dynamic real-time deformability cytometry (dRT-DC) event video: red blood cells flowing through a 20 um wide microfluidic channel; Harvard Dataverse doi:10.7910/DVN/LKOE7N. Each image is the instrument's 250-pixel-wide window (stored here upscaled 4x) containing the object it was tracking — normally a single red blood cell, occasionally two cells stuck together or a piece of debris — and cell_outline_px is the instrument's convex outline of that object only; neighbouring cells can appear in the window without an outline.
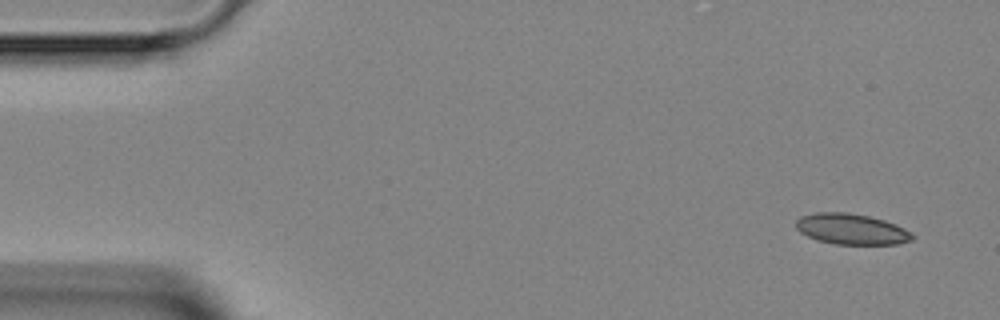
{"species": "Egyptian fruit bat (a non-hibernating species)", "species_latin": "Rousettus aegyptiacus", "temperature_condition": "room temperature", "stored_images_in_passage": 5, "camera_frame_rate_fps": 3000, "um_per_image_px": 0.085, "animal": {"sex": "female"}, "frame": {"image": 1, "passage_image": 1, "time_ms": 0.0, "image_size_px": [1000, 320], "cell_outline_px": [[916, 236], [912, 240], [896, 244], [836, 244], [816, 240], [800, 232], [796, 228], [796, 220], [800, 216], [816, 212], [848, 212], [868, 216], [884, 220], [896, 224], [912, 232]], "centroid_in_image_um": [72.38, 19.47], "position_along_channel_um": 12.6, "area_um2": 20.98}}
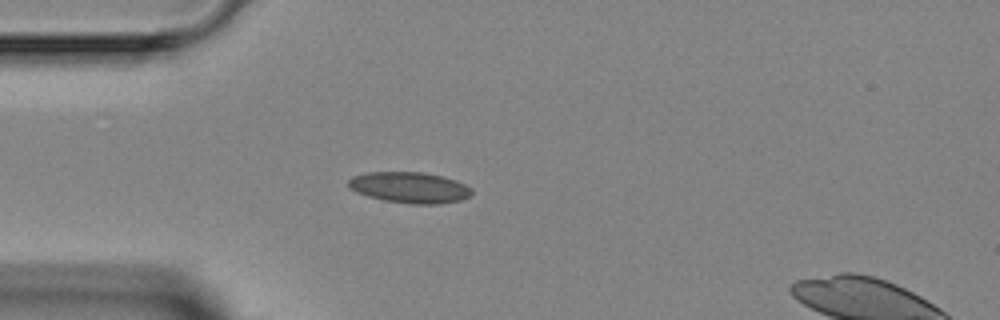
{"frame": {"image": 2, "passage_image": 4, "time_ms": 3.333, "image_size_px": [1000, 320], "cell_outline_px": [[472, 196], [460, 200], [440, 204], [412, 204], [384, 200], [368, 196], [356, 192], [348, 188], [348, 180], [352, 176], [368, 172], [420, 172], [444, 176], [456, 180], [472, 188]], "centroid_in_image_um": [34.83, 15.94], "position_along_channel_um": 50.2, "area_um2": 22.43}}